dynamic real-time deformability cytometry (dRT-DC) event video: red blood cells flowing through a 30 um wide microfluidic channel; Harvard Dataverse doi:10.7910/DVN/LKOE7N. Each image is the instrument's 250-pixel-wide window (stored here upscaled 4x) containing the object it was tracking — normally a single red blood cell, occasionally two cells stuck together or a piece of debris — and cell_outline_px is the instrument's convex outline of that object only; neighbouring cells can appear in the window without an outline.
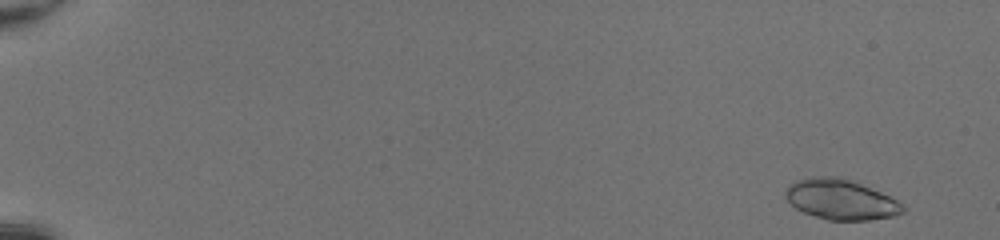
{"species": "common noctule bat (a hibernating species)", "species_latin": "Nyctalus noctula", "temperature_condition": "room temperature", "stored_images_in_passage": 50, "segment_of_instrument_passage": [1, 2], "camera_frame_rate_fps": 3000, "um_per_image_px": 0.085, "animal": {"sex": "female", "body_mass_g": 20.0, "forearm_length_mm": 54.0}, "frame": {"image": 1, "passage_image": 3, "time_ms": 0.667, "image_size_px": [1000, 240], "cell_outline_px": [[904, 212], [896, 216], [868, 220], [828, 220], [804, 212], [796, 208], [784, 196], [784, 192], [788, 184], [796, 180], [808, 176], [840, 176], [856, 180], [904, 204]], "centroid_in_image_um": [71.46, 16.93], "position_along_channel_um": 13.5, "area_um2": 27.92}}
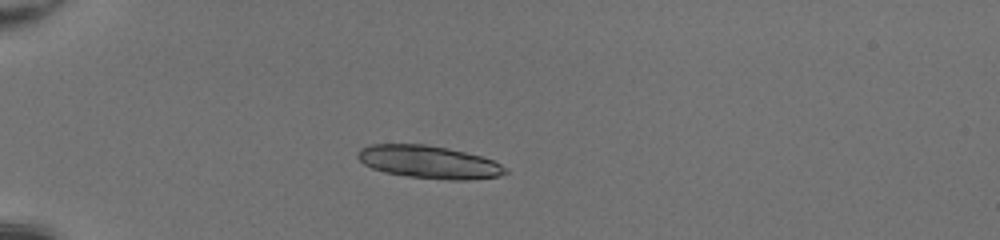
{"frame": {"image": 2, "passage_image": 16, "time_ms": 5.0, "image_size_px": [1000, 240], "cell_outline_px": [[508, 172], [500, 176], [472, 180], [448, 180], [408, 176], [384, 172], [372, 168], [364, 164], [356, 156], [356, 152], [360, 148], [372, 144], [424, 144], [448, 148], [480, 156], [492, 160], [500, 164]], "centroid_in_image_um": [36.43, 13.77], "position_along_channel_um": 48.6, "area_um2": 28.15}}